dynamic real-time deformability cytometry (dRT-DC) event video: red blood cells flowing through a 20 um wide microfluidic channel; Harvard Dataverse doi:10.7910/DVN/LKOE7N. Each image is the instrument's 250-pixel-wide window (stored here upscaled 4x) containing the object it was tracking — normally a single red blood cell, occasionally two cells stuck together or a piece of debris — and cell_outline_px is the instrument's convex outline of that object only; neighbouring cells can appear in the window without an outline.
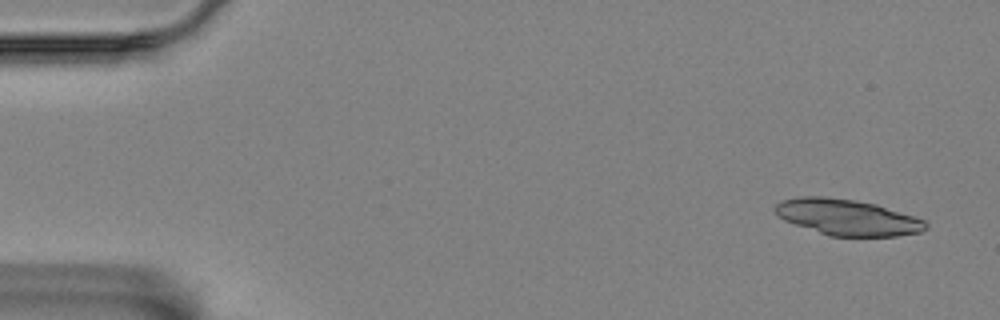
{"species": "Egyptian fruit bat (a non-hibernating species)", "species_latin": "Rousettus aegyptiacus", "temperature_condition": "room temperature", "stored_images_in_passage": 40, "segment_of_instrument_passage": [1, 2], "camera_frame_rate_fps": 3000, "um_per_image_px": 0.085, "animal": {"sex": "female"}, "frame": {"image": 1, "passage_image": 1, "time_ms": 0.0, "image_size_px": [1000, 320], "cell_outline_px": [[928, 228], [920, 232], [896, 236], [828, 236], [784, 220], [776, 216], [772, 208], [780, 200], [800, 196], [824, 196], [852, 200], [876, 204], [924, 220], [928, 224]], "centroid_in_image_um": [71.96, 18.47], "position_along_channel_um": 13.0, "area_um2": 31.62}}
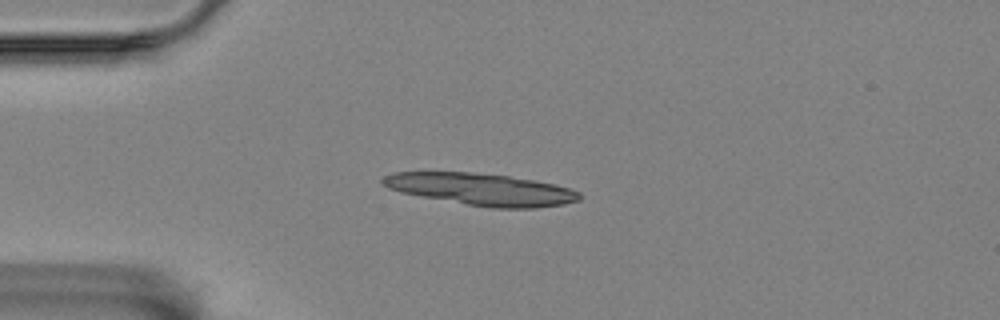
{"frame": {"image": 2, "passage_image": 12, "time_ms": 3.667, "image_size_px": [1000, 320], "cell_outline_px": [[580, 200], [564, 204], [536, 208], [492, 208], [468, 204], [400, 192], [388, 188], [380, 180], [384, 176], [392, 172], [468, 172], [508, 176], [556, 184], [580, 192]], "centroid_in_image_um": [40.92, 16.09], "position_along_channel_um": 44.1, "area_um2": 36.3}}